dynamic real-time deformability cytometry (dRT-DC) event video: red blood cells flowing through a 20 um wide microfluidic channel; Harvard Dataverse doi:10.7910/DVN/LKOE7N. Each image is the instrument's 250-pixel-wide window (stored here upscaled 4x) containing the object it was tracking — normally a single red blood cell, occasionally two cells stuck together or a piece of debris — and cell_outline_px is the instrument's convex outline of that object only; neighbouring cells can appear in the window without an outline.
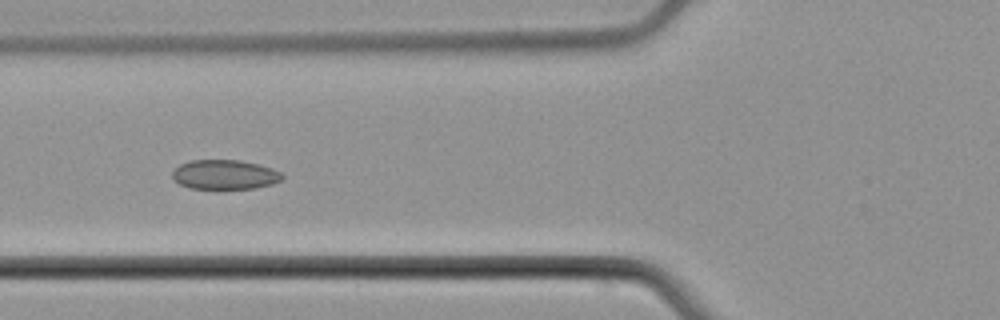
{"species": "common noctule bat (a hibernating species)", "species_latin": "Nyctalus noctula", "temperature_condition": "cold", "stored_images_in_passage": 7, "camera_frame_rate_fps": 3000, "um_per_image_px": 0.085, "animal": {"sex": "male", "body_mass_g": 21.5, "forearm_length_mm": 52.0}, "frame": {"image": 1, "passage_image": 6, "time_ms": 7.0, "image_size_px": [1000, 320], "cell_outline_px": [[284, 176], [280, 180], [272, 184], [256, 188], [220, 192], [192, 188], [180, 184], [172, 180], [172, 172], [180, 164], [192, 160], [240, 160], [272, 168], [280, 172]], "centroid_in_image_um": [19.08, 14.89], "position_along_channel_um": 106.7, "area_um2": 19.65}}
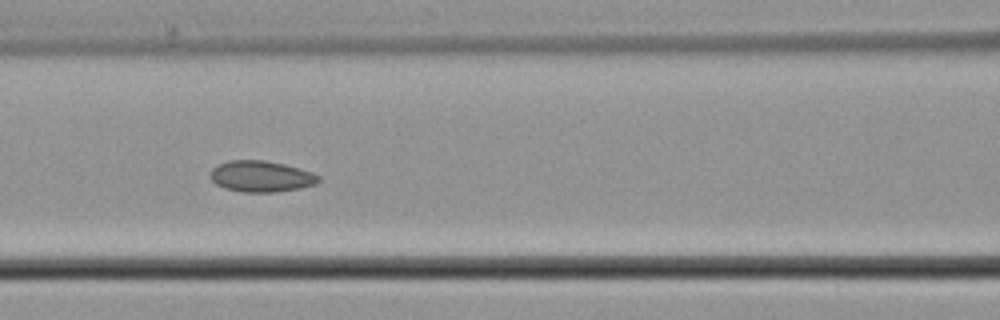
{"frame": {"image": 2, "passage_image": 7, "time_ms": 8.0, "image_size_px": [1000, 320], "cell_outline_px": [[320, 180], [316, 184], [300, 188], [272, 192], [244, 192], [224, 188], [216, 184], [212, 180], [212, 168], [216, 164], [228, 160], [264, 160], [284, 164], [312, 172], [320, 176]], "centroid_in_image_um": [22.19, 14.98], "position_along_channel_um": 144.4, "area_um2": 19.59}}